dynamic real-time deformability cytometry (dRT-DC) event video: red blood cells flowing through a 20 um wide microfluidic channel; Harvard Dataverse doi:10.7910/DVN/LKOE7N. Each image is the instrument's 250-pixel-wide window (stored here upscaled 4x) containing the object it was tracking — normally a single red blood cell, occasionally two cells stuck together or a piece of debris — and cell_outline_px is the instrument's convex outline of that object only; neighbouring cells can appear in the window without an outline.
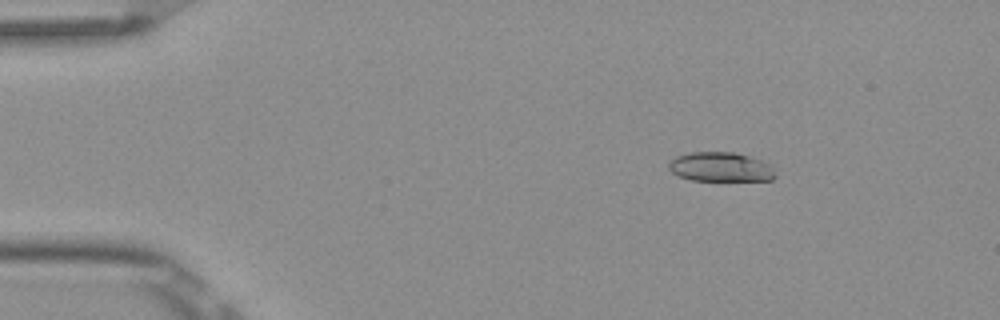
{"species": "Egyptian fruit bat (a non-hibernating species)", "species_latin": "Rousettus aegyptiacus", "temperature_condition": "room temperature", "stored_images_in_passage": 6, "camera_frame_rate_fps": 3000, "um_per_image_px": 0.085, "frame": {"image": 1, "passage_image": 2, "time_ms": 0.333, "image_size_px": [1000, 320], "cell_outline_px": [[776, 176], [772, 180], [692, 180], [680, 176], [672, 172], [668, 168], [668, 160], [676, 156], [692, 152], [736, 152], [772, 164]], "centroid_in_image_um": [61.25, 14.18], "position_along_channel_um": 23.7, "area_um2": 18.32}}
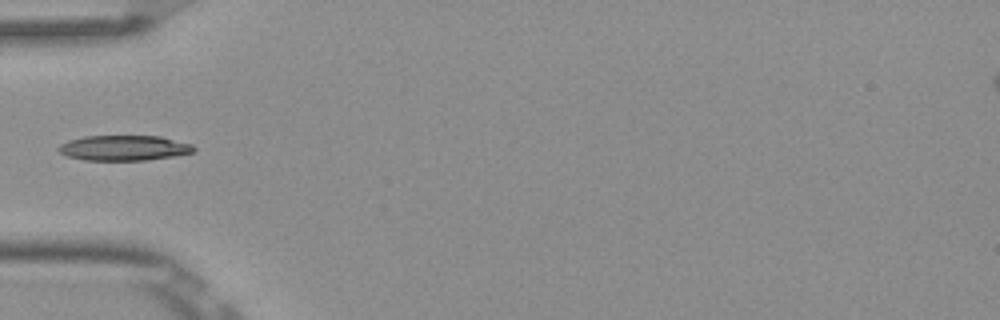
{"frame": {"image": 2, "passage_image": 5, "time_ms": 1.333, "image_size_px": [1000, 320], "cell_outline_px": [[196, 152], [172, 156], [144, 160], [84, 160], [68, 156], [60, 152], [56, 148], [60, 144], [68, 140], [84, 136], [160, 136], [192, 144], [196, 148]], "centroid_in_image_um": [10.54, 12.57], "position_along_channel_um": 74.5, "area_um2": 19.88}}
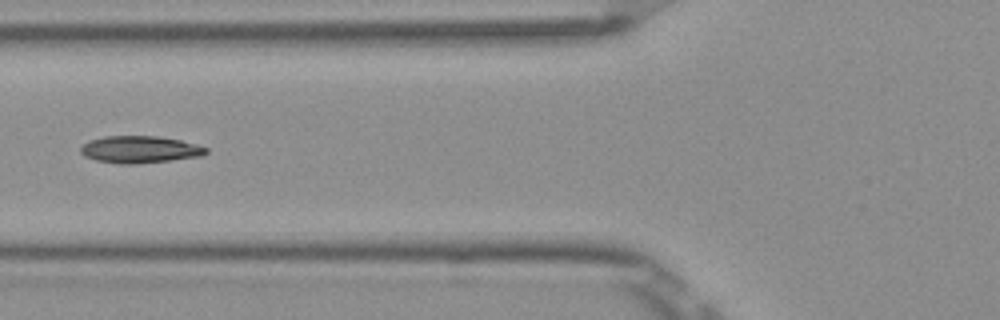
{"frame": {"image": 3, "passage_image": 6, "time_ms": 1.667, "image_size_px": [1000, 320], "cell_outline_px": [[208, 152], [200, 156], [136, 164], [120, 164], [96, 160], [84, 156], [80, 152], [80, 148], [88, 140], [104, 136], [156, 136], [180, 140], [196, 144], [208, 148]], "centroid_in_image_um": [11.85, 12.7], "position_along_channel_um": 113.9, "area_um2": 19.71}}